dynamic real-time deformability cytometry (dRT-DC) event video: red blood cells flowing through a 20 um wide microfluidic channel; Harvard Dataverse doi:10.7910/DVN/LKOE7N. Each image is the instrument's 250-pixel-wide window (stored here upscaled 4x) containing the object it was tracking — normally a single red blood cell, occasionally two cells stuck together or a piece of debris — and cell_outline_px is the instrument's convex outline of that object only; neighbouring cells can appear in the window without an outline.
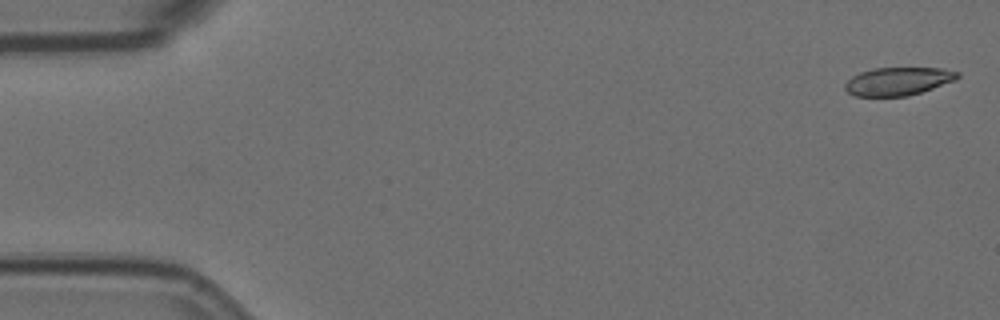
{"species": "Egyptian fruit bat (a non-hibernating species)", "species_latin": "Rousettus aegyptiacus", "temperature_condition": "room temperature", "stored_images_in_passage": 6, "camera_frame_rate_fps": 3000, "um_per_image_px": 0.085, "animal": {"sex": "female"}, "frame": {"image": 1, "passage_image": 1, "time_ms": 0.0, "image_size_px": [1000, 320], "cell_outline_px": [[960, 76], [956, 80], [908, 96], [856, 96], [848, 92], [844, 88], [844, 84], [852, 76], [860, 72], [872, 68], [944, 68], [960, 72]], "centroid_in_image_um": [76.34, 6.9], "position_along_channel_um": 8.7, "area_um2": 18.44}}
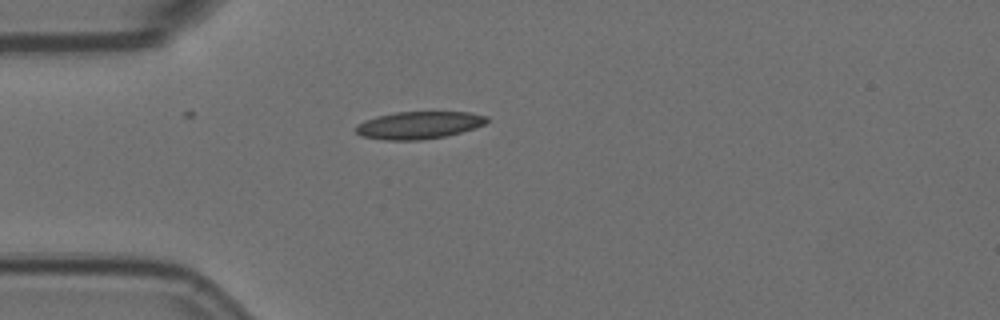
{"frame": {"image": 2, "passage_image": 5, "time_ms": 1.333, "image_size_px": [1000, 320], "cell_outline_px": [[488, 120], [484, 124], [460, 132], [444, 136], [420, 140], [388, 140], [360, 136], [356, 132], [356, 124], [364, 120], [376, 116], [396, 112], [468, 112], [488, 116]], "centroid_in_image_um": [35.56, 10.63], "position_along_channel_um": 49.4, "area_um2": 20.81}}